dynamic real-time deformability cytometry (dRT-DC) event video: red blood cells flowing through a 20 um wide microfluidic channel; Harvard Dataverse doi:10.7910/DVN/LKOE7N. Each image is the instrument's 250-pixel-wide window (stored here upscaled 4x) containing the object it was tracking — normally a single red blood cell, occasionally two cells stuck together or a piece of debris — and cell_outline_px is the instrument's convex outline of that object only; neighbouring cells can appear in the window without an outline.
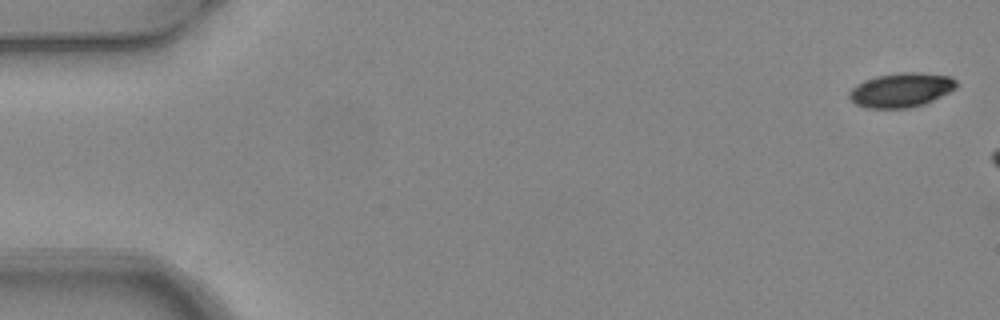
{"species": "common noctule bat (a hibernating species)", "species_latin": "Nyctalus noctula", "temperature_condition": "warm", "stored_images_in_passage": 3, "camera_frame_rate_fps": 3000, "um_per_image_px": 0.085, "animal": {"sex": "female", "body_mass_g": 24.6, "forearm_length_mm": 56.2}, "frame": {"image": 1, "passage_image": 1, "time_ms": 0.0, "image_size_px": [1000, 320], "cell_outline_px": [[956, 88], [924, 104], [908, 108], [868, 108], [856, 104], [848, 96], [848, 92], [856, 84], [864, 80], [876, 76], [900, 72], [920, 72], [952, 76], [956, 80]], "centroid_in_image_um": [76.58, 7.64], "position_along_channel_um": 8.4, "area_um2": 21.44}}